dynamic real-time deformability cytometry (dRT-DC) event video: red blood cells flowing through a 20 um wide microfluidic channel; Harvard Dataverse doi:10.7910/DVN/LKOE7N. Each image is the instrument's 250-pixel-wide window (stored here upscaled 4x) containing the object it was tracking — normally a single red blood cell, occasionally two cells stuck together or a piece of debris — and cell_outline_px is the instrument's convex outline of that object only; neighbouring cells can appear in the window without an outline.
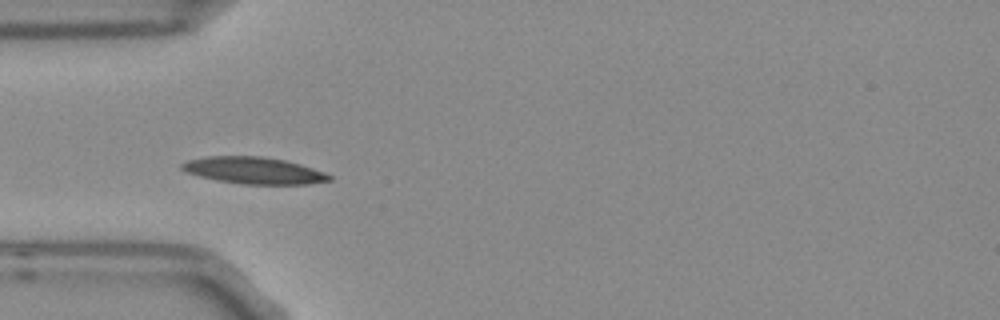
{"species": "Egyptian fruit bat (a non-hibernating species)", "species_latin": "Rousettus aegyptiacus", "temperature_condition": "room temperature", "stored_images_in_passage": 4, "camera_frame_rate_fps": 3000, "um_per_image_px": 0.085, "frame": {"image": 1, "passage_image": 3, "time_ms": 0.667, "image_size_px": [1000, 320], "cell_outline_px": [[332, 180], [308, 184], [244, 184], [216, 180], [184, 172], [180, 168], [180, 164], [184, 160], [208, 156], [264, 156], [284, 160], [300, 164], [324, 172], [332, 176]], "centroid_in_image_um": [21.53, 14.48], "position_along_channel_um": 63.5, "area_um2": 23.12}}
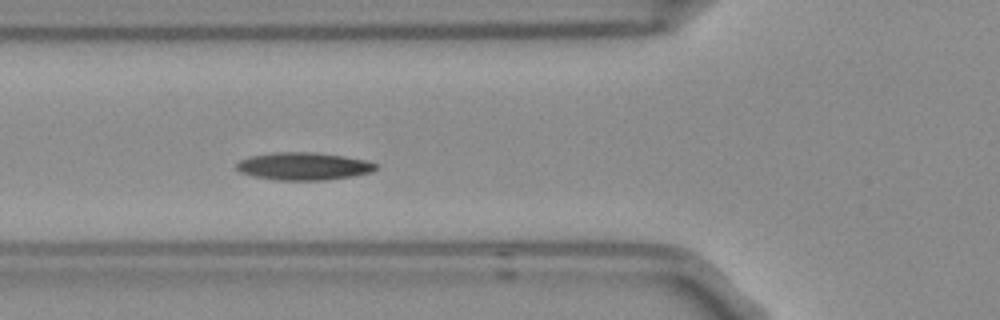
{"frame": {"image": 2, "passage_image": 4, "time_ms": 1.0, "image_size_px": [1000, 320], "cell_outline_px": [[380, 168], [372, 172], [356, 176], [324, 180], [276, 180], [252, 176], [240, 172], [236, 168], [236, 164], [240, 160], [248, 156], [276, 152], [316, 152], [344, 156], [364, 160], [380, 164]], "centroid_in_image_um": [25.84, 14.13], "position_along_channel_um": 100.0, "area_um2": 22.77}}